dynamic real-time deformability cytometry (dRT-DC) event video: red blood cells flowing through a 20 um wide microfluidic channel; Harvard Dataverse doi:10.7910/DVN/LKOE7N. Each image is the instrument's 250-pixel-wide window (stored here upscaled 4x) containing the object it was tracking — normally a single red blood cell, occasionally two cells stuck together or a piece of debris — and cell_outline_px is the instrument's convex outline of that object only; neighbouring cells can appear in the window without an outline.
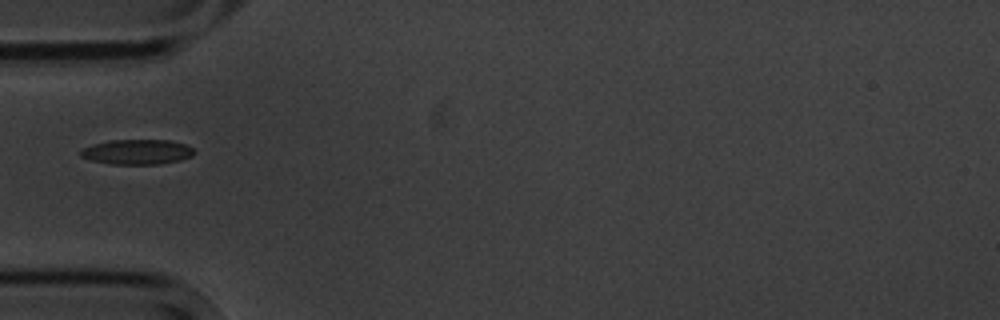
{"species": "common noctule bat (a hibernating species)", "species_latin": "Nyctalus noctula", "temperature_condition": "cold", "stored_images_in_passage": 1, "camera_frame_rate_fps": 3000, "um_per_image_px": 0.085, "animal": {"sex": "male", "body_mass_g": 20.1, "forearm_length_mm": 53.5}, "frame": {"image": 1, "passage_image": 1, "time_ms": 0.0, "image_size_px": [1000, 320], "cell_outline_px": [[196, 152], [192, 156], [180, 160], [160, 164], [108, 164], [92, 160], [80, 156], [80, 152], [84, 148], [92, 144], [108, 140], [168, 140], [184, 144], [192, 148]], "centroid_in_image_um": [11.65, 12.91], "position_along_channel_um": 73.3, "area_um2": 16.53}}